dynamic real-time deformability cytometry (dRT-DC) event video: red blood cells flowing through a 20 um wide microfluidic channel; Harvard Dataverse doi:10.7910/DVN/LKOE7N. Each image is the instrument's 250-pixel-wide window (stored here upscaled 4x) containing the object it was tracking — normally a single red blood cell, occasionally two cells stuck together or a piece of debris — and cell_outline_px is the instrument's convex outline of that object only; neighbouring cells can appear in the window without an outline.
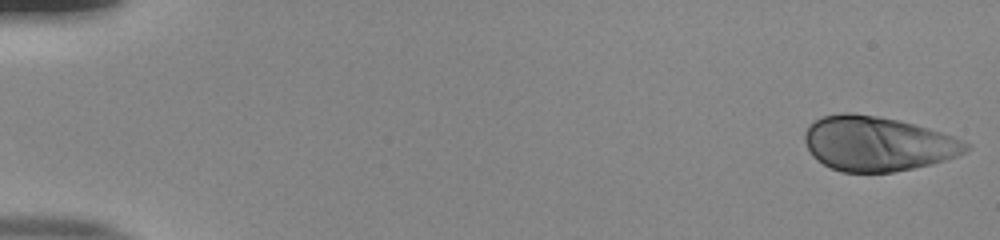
{"species": "human", "species_latin": "Homo sapiens", "temperature_condition": "room temperature", "stored_images_in_passage": 52, "camera_frame_rate_fps": 3000, "um_per_image_px": 0.085, "donor": {"sex": "male"}, "frame": {"image": 1, "passage_image": 1, "time_ms": 0.0, "image_size_px": [1000, 240], "cell_outline_px": [[972, 148], [956, 156], [932, 164], [892, 172], [844, 172], [832, 168], [816, 160], [812, 156], [804, 140], [804, 132], [808, 124], [824, 116], [840, 112], [852, 112], [876, 116], [896, 120], [928, 128], [952, 136], [972, 144]], "centroid_in_image_um": [74.57, 12.21], "position_along_channel_um": 10.4, "area_um2": 51.27}}
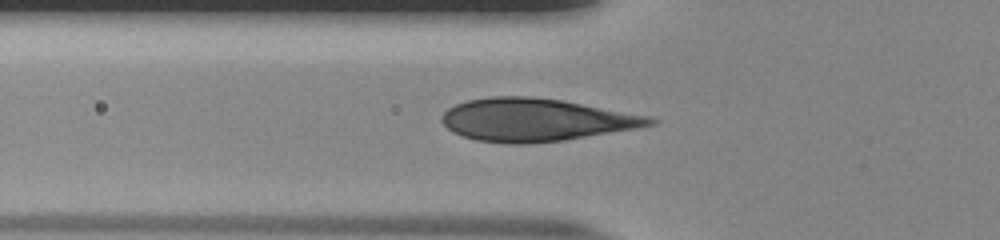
{"frame": {"image": 2, "passage_image": 19, "time_ms": 6.0, "image_size_px": [1000, 240], "cell_outline_px": [[660, 120], [656, 124], [636, 128], [564, 140], [528, 144], [508, 144], [476, 140], [452, 132], [440, 120], [440, 116], [448, 108], [456, 104], [468, 100], [492, 96], [528, 96], [564, 100], [648, 116]], "centroid_in_image_um": [45.52, 10.18], "position_along_channel_um": 80.3, "area_um2": 51.85}}
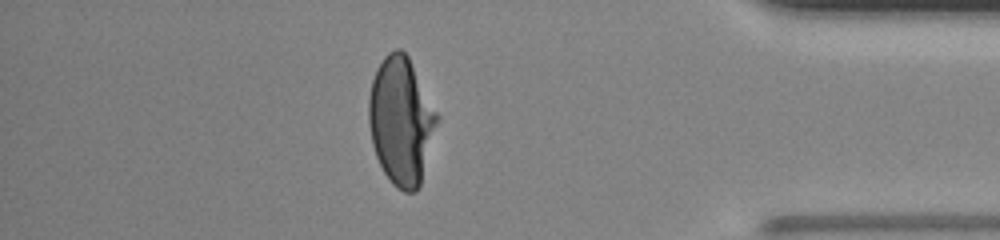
{"frame": {"image": 3, "passage_image": 46, "time_ms": 15.0, "image_size_px": [1000, 240], "cell_outline_px": [[440, 120], [420, 184], [416, 192], [404, 192], [396, 188], [392, 184], [384, 172], [376, 156], [372, 144], [368, 124], [368, 100], [372, 80], [376, 68], [384, 56], [388, 52], [396, 48], [400, 48], [408, 56], [440, 116]], "centroid_in_image_um": [34.1, 10.27], "position_along_channel_um": 401.1, "area_um2": 51.33}}